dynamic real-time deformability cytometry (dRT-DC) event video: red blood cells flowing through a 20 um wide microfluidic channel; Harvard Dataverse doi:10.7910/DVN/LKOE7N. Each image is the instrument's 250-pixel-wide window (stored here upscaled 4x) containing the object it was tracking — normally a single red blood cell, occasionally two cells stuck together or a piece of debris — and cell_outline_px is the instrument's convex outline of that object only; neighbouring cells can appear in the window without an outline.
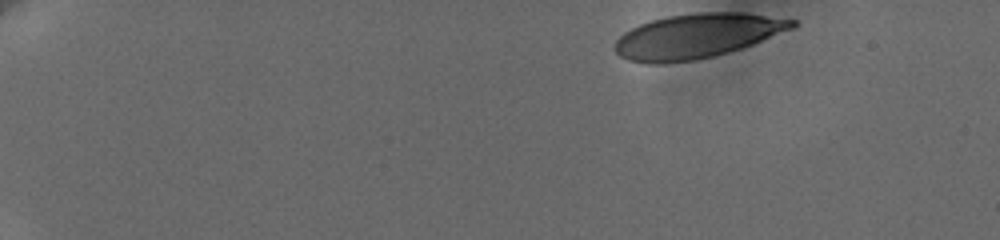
{"species": "human", "species_latin": "Homo sapiens", "temperature_condition": "cold", "stored_images_in_passage": 29, "camera_frame_rate_fps": 3000, "um_per_image_px": 0.085, "donor": {"sex": "female"}, "frame": {"image": 1, "passage_image": 1, "time_ms": 0.0, "image_size_px": [1000, 240], "cell_outline_px": [[796, 24], [792, 28], [752, 44], [740, 48], [712, 56], [692, 60], [656, 64], [648, 64], [628, 60], [620, 56], [616, 52], [616, 40], [624, 32], [640, 24], [652, 20], [668, 16], [696, 12], [740, 12], [796, 20]], "centroid_in_image_um": [59.2, 3.05], "position_along_channel_um": 25.8, "area_um2": 45.32}}
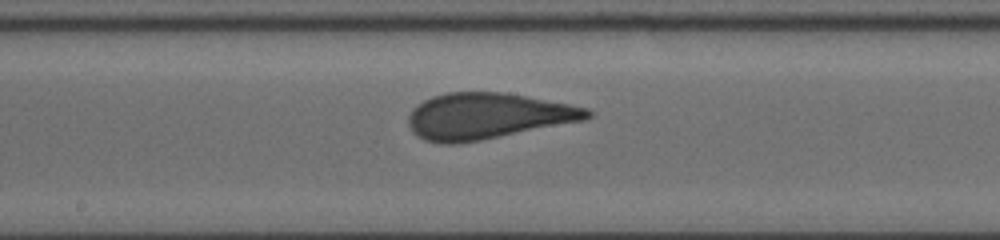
{"frame": {"image": 2, "passage_image": 17, "time_ms": 8.667, "image_size_px": [1000, 240], "cell_outline_px": [[592, 116], [584, 120], [480, 140], [452, 144], [444, 144], [424, 140], [412, 132], [408, 124], [408, 116], [412, 108], [424, 100], [432, 96], [448, 92], [504, 92], [568, 104], [588, 108], [592, 112]], "centroid_in_image_um": [41.39, 9.86], "position_along_channel_um": 206.8, "area_um2": 47.74}}
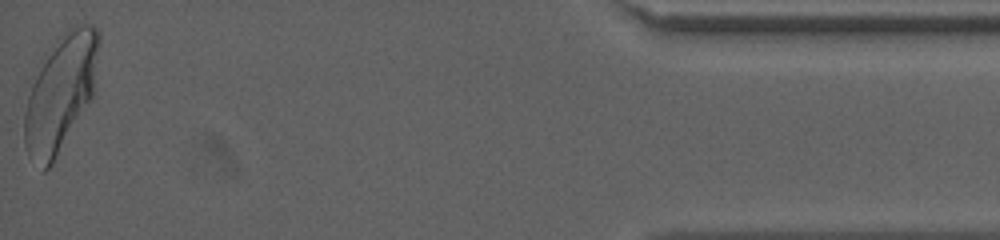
{"frame": {"image": 3, "passage_image": 29, "time_ms": 16.667, "image_size_px": [1000, 240], "cell_outline_px": [[100, 44], [92, 96], [52, 164], [44, 172], [28, 156], [24, 144], [24, 112], [28, 96], [32, 84], [44, 52], [72, 24], [92, 24], [100, 32]], "centroid_in_image_um": [5.13, 7.85], "position_along_channel_um": 430.1, "area_um2": 50.34}, "authors_computed_cell_mechanics": {"area_um2": 47.0492, "velocity_mm_per_s": 3.6241, "shape_relaxation_time_tau1_ms": 6.4235, "shape_relaxation_time_tau2_ms": null, "deformation_change_tau1": 0.1711, "deformation_change_tau2": null}}